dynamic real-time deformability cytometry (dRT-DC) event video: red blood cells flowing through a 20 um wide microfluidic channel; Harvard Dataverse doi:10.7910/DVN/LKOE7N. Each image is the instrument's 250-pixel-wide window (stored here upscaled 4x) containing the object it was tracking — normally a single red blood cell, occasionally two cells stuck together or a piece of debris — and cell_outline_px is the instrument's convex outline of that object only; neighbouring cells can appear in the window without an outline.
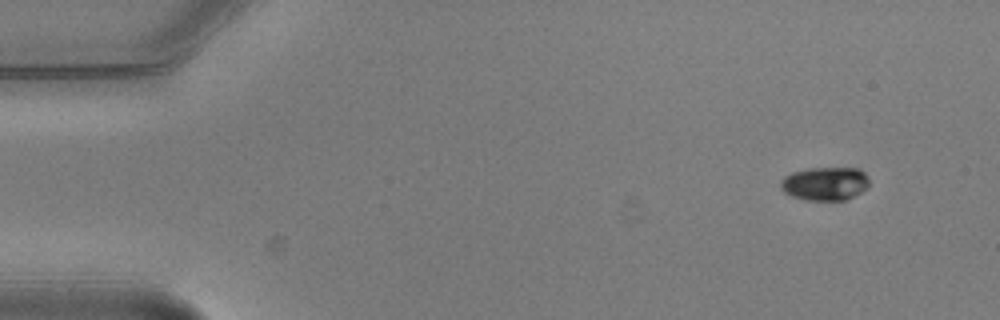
{"species": "common noctule bat (a hibernating species)", "species_latin": "Nyctalus noctula", "temperature_condition": "warm", "stored_images_in_passage": 5, "segment_of_instrument_passage": [2, 2], "camera_frame_rate_fps": 3000, "um_per_image_px": 0.085, "animal": {"sex": "male", "body_mass_g": 20.5, "forearm_length_mm": 52.5}, "frame": {"image": 1, "passage_image": 5, "time_ms": 1.333, "image_size_px": [1000, 320], "cell_outline_px": [[868, 188], [844, 200], [804, 200], [792, 196], [784, 192], [780, 188], [780, 180], [784, 176], [792, 172], [808, 168], [860, 168], [868, 176]], "centroid_in_image_um": [70.11, 15.6], "position_along_channel_um": 14.9, "area_um2": 17.4}}